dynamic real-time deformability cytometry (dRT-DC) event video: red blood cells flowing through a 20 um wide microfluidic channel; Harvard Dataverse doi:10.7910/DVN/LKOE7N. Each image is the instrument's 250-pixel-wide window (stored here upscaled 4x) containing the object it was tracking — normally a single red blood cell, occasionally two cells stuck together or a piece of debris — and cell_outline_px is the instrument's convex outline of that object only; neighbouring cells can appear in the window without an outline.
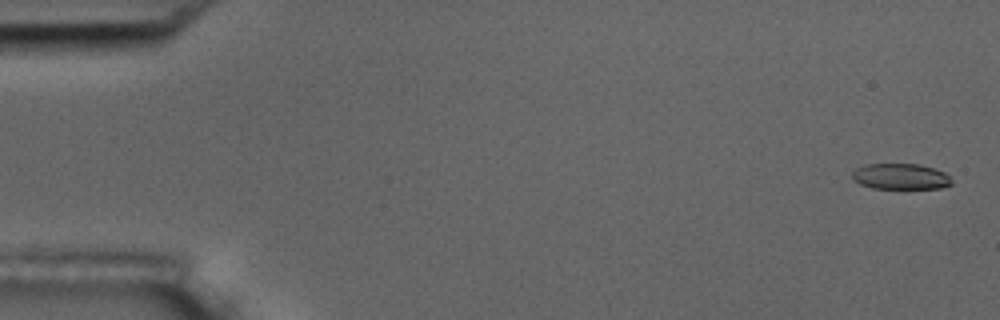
{"species": "common noctule bat (a hibernating species)", "species_latin": "Nyctalus noctula", "temperature_condition": "room temperature", "stored_images_in_passage": 15, "camera_frame_rate_fps": 3000, "um_per_image_px": 0.085, "animal": {"sex": "male", "body_mass_g": 17.5, "forearm_length_mm": 52.3}, "frame": {"image": 1, "passage_image": 1, "time_ms": 0.0, "image_size_px": [1000, 320], "cell_outline_px": [[952, 184], [944, 188], [872, 188], [860, 184], [852, 180], [852, 172], [856, 168], [864, 164], [920, 164], [944, 172], [952, 180]], "centroid_in_image_um": [76.53, 15.0], "position_along_channel_um": 8.5, "area_um2": 15.03}}
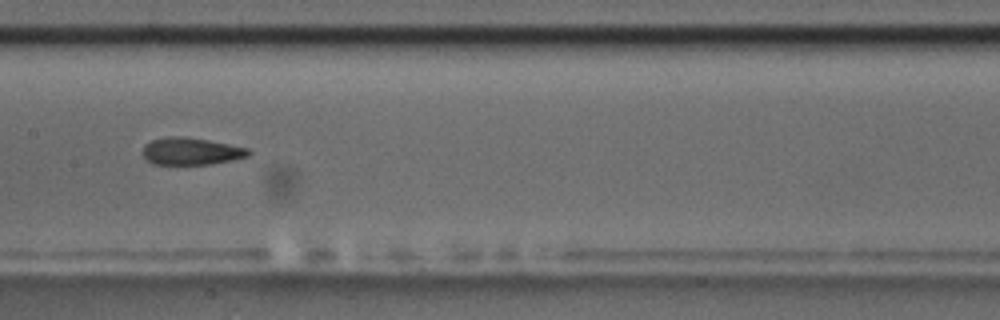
{"frame": {"image": 2, "passage_image": 8, "time_ms": 9.0, "image_size_px": [1000, 320], "cell_outline_px": [[252, 152], [248, 156], [232, 160], [208, 164], [152, 164], [144, 156], [144, 144], [152, 140], [168, 136], [184, 136], [208, 140], [248, 148]], "centroid_in_image_um": [16.25, 12.85], "position_along_channel_um": 191.2, "area_um2": 16.65}}
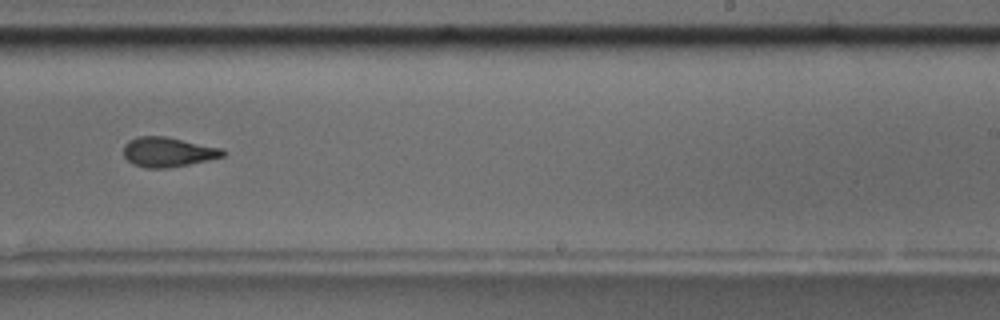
{"frame": {"image": 3, "passage_image": 10, "time_ms": 11.333, "image_size_px": [1000, 320], "cell_outline_px": [[228, 152], [224, 156], [208, 160], [168, 168], [144, 168], [132, 164], [124, 156], [124, 144], [128, 140], [136, 136], [164, 136], [224, 148]], "centroid_in_image_um": [14.28, 12.92], "position_along_channel_um": 274.7, "area_um2": 17.4}, "authors_computed_cell_mechanics": {"area_um2": 17.34, "velocity_mm_per_s": 3.5952, "shape_relaxation_time_tau1_ms": 10.6561, "shape_relaxation_time_tau2_ms": 2.6214, "deformation_change_tau1": 0.2435, "deformation_change_tau2": 0.1122}}